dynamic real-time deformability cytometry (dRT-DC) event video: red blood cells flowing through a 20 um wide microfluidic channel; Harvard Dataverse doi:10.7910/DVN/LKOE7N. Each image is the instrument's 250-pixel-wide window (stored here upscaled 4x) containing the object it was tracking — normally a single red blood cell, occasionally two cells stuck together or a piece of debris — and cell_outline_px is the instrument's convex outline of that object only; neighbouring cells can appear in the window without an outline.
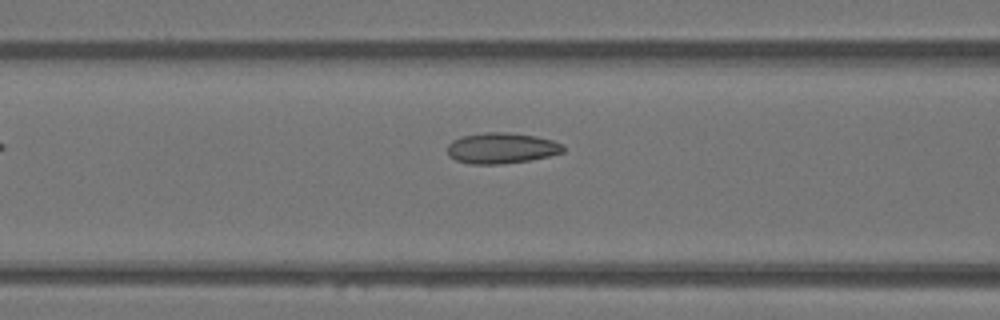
{"species": "Egyptian fruit bat (a non-hibernating species)", "species_latin": "Rousettus aegyptiacus", "temperature_condition": "warm", "stored_images_in_passage": 8, "camera_frame_rate_fps": 3000, "um_per_image_px": 0.085, "animal": {"sex": "female"}, "frame": {"image": 1, "passage_image": 7, "time_ms": 2.0, "image_size_px": [1000, 320], "cell_outline_px": [[564, 152], [548, 156], [528, 160], [504, 164], [468, 164], [456, 160], [448, 156], [448, 144], [452, 140], [460, 136], [484, 132], [508, 132], [536, 136], [552, 140], [564, 144]], "centroid_in_image_um": [42.61, 12.58], "position_along_channel_um": 124.0, "area_um2": 20.98}}